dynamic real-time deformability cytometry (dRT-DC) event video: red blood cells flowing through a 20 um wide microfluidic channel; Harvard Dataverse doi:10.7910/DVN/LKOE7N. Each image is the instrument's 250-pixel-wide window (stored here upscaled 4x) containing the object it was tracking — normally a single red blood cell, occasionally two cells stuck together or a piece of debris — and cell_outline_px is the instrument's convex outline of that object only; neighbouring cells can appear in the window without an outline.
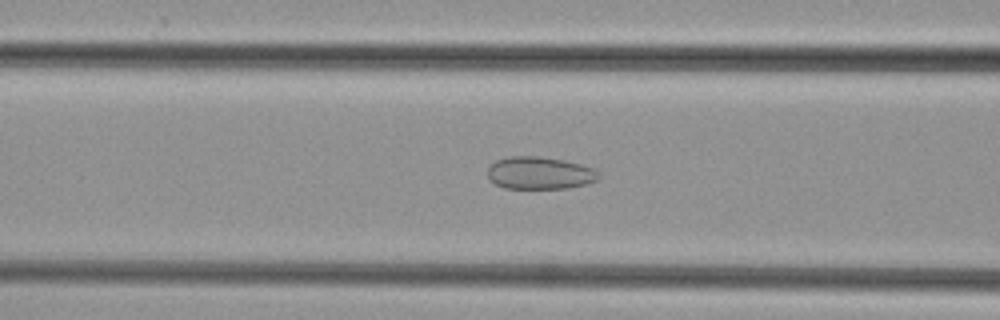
{"species": "common noctule bat (a hibernating species)", "species_latin": "Nyctalus noctula", "temperature_condition": "cold", "stored_images_in_passage": 43, "camera_frame_rate_fps": 3000, "um_per_image_px": 0.085, "animal": {"sex": "female", "body_mass_g": 29.2, "forearm_length_mm": 56.3}, "frame": {"image": 1, "passage_image": 14, "time_ms": 4.333, "image_size_px": [1000, 320], "cell_outline_px": [[600, 176], [596, 180], [584, 184], [568, 188], [504, 188], [488, 180], [488, 168], [496, 160], [508, 156], [540, 156], [564, 160], [580, 164], [592, 168]], "centroid_in_image_um": [45.83, 14.7], "position_along_channel_um": 120.8, "area_um2": 20.92}}
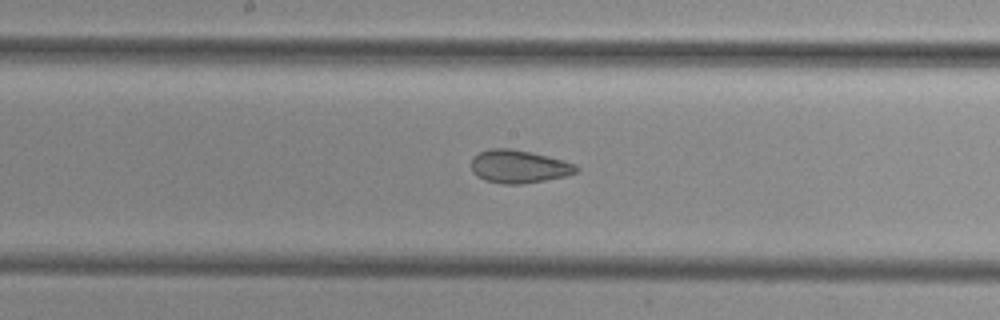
{"frame": {"image": 2, "passage_image": 20, "time_ms": 6.333, "image_size_px": [1000, 320], "cell_outline_px": [[580, 168], [576, 172], [568, 176], [520, 184], [504, 184], [484, 180], [476, 176], [472, 172], [472, 156], [480, 152], [492, 148], [508, 148], [532, 152], [564, 160], [576, 164]], "centroid_in_image_um": [44.11, 14.15], "position_along_channel_um": 204.1, "area_um2": 20.35}}
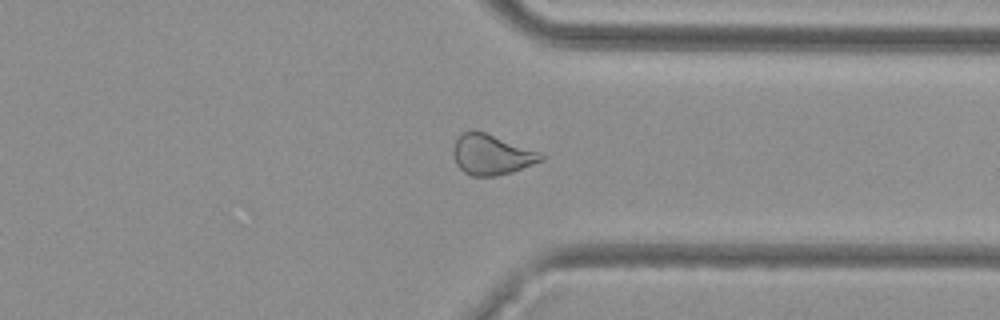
{"frame": {"image": 3, "passage_image": 32, "time_ms": 10.333, "image_size_px": [1000, 320], "cell_outline_px": [[544, 160], [512, 172], [496, 176], [472, 176], [464, 172], [456, 164], [452, 152], [456, 140], [464, 132], [484, 132], [540, 152], [544, 156]], "centroid_in_image_um": [41.79, 13.17], "position_along_channel_um": 369.6, "area_um2": 20.29}}